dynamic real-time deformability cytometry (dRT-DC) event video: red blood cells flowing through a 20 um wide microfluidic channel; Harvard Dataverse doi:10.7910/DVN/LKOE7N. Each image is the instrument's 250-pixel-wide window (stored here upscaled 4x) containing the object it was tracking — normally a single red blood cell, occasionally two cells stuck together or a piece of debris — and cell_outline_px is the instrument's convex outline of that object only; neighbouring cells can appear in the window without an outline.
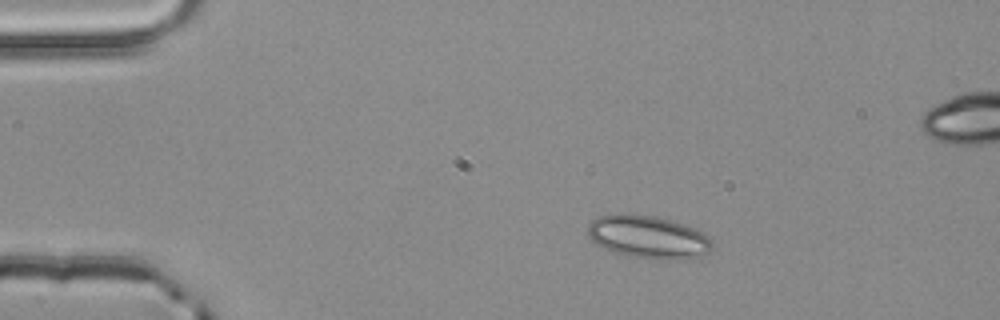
{"species": "common noctule bat (a hibernating species)", "species_latin": "Nyctalus noctula", "temperature_condition": "room temperature", "stored_images_in_passage": 2, "segment_of_instrument_passage": [1, 2], "camera_frame_rate_fps": 3000, "um_per_image_px": 0.085, "animal": {"sex": "male", "body_mass_g": 20.4}, "frame": {"image": 1, "passage_image": 1, "time_ms": 0.0, "image_size_px": [1000, 320], "cell_outline_px": [[712, 248], [708, 252], [684, 260], [664, 260], [628, 256], [604, 248], [596, 244], [588, 236], [588, 224], [596, 216], [620, 212], [652, 216], [672, 220], [684, 224], [708, 236], [712, 240]], "centroid_in_image_um": [55.06, 20.13], "position_along_channel_um": 29.9, "area_um2": 31.27}}